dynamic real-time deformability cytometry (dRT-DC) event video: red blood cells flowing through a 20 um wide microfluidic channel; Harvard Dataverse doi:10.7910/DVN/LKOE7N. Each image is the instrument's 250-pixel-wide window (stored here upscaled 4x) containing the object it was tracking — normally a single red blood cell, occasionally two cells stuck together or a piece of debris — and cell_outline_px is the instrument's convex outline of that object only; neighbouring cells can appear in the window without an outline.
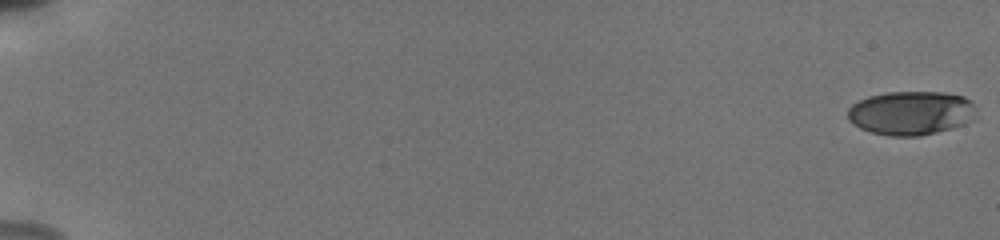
{"species": "human", "species_latin": "Homo sapiens", "temperature_condition": "cold", "stored_images_in_passage": 56, "camera_frame_rate_fps": 3000, "um_per_image_px": 0.085, "donor": {"sex": "male"}, "frame": {"image": 1, "passage_image": 1, "time_ms": 0.0, "image_size_px": [1000, 240], "cell_outline_px": [[976, 112], [972, 120], [964, 124], [936, 132], [920, 136], [888, 136], [872, 132], [860, 128], [852, 124], [848, 120], [848, 108], [852, 104], [868, 96], [888, 92], [944, 92], [964, 96], [972, 100], [976, 104]], "centroid_in_image_um": [77.45, 9.6], "position_along_channel_um": 7.5, "area_um2": 33.18}}
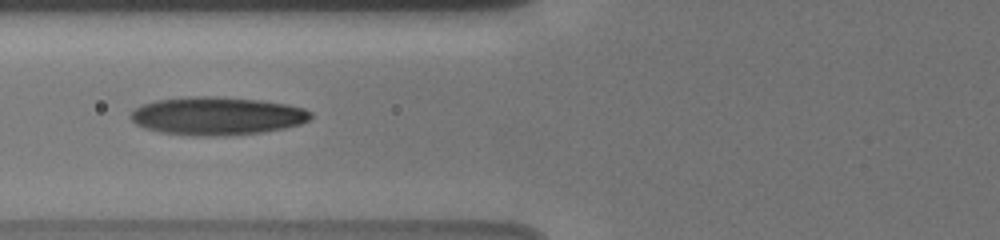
{"frame": {"image": 2, "passage_image": 25, "time_ms": 8.0, "image_size_px": [1000, 240], "cell_outline_px": [[312, 116], [308, 120], [300, 124], [284, 128], [264, 132], [224, 136], [192, 136], [160, 132], [144, 128], [136, 124], [128, 116], [136, 108], [144, 104], [156, 100], [188, 96], [216, 96], [260, 100], [288, 104], [304, 108], [312, 112]], "centroid_in_image_um": [18.45, 9.86], "position_along_channel_um": 107.4, "area_um2": 40.29}}
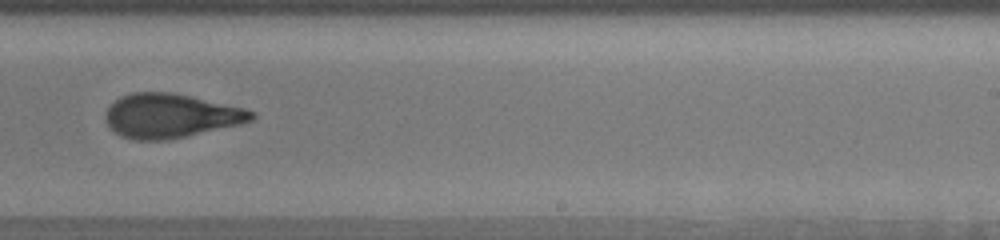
{"frame": {"image": 3, "passage_image": 38, "time_ms": 12.333, "image_size_px": [1000, 240], "cell_outline_px": [[256, 116], [252, 120], [240, 124], [168, 140], [132, 140], [120, 136], [108, 124], [104, 116], [108, 108], [120, 96], [132, 92], [172, 92], [244, 108], [256, 112]], "centroid_in_image_um": [14.49, 9.84], "position_along_channel_um": 274.5, "area_um2": 37.4}, "authors_computed_cell_mechanics": {"area_um2": 36.0672, "velocity_mm_per_s": 3.8638, "shape_relaxation_time_tau1_ms": 3.9291, "shape_relaxation_time_tau2_ms": 1.5999, "deformation_change_tau1": 0.1793, "deformation_change_tau2": 0.0955}}